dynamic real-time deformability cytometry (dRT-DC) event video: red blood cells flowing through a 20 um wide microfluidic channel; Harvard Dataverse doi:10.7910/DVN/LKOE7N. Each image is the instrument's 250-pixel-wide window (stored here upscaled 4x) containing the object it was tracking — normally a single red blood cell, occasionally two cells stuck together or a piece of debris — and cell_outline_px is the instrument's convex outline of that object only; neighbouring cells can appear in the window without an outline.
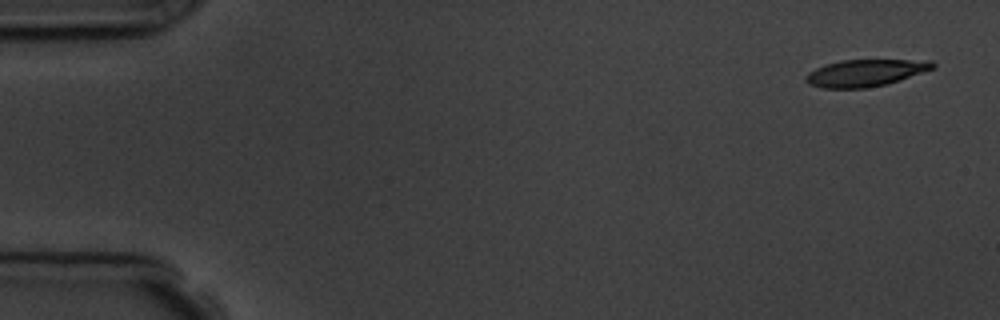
{"species": "common noctule bat (a hibernating species)", "species_latin": "Nyctalus noctula", "temperature_condition": "room temperature", "stored_images_in_passage": 6, "camera_frame_rate_fps": 3000, "um_per_image_px": 0.085, "animal": {"sex": "male", "body_mass_g": 19.5, "forearm_length_mm": 54.6}, "frame": {"image": 1, "passage_image": 1, "time_ms": 0.0, "image_size_px": [1000, 320], "cell_outline_px": [[936, 68], [884, 84], [864, 88], [824, 88], [808, 84], [804, 80], [804, 76], [808, 72], [824, 64], [840, 60], [932, 60], [936, 64]], "centroid_in_image_um": [73.52, 6.18], "position_along_channel_um": 11.5, "area_um2": 19.88}}
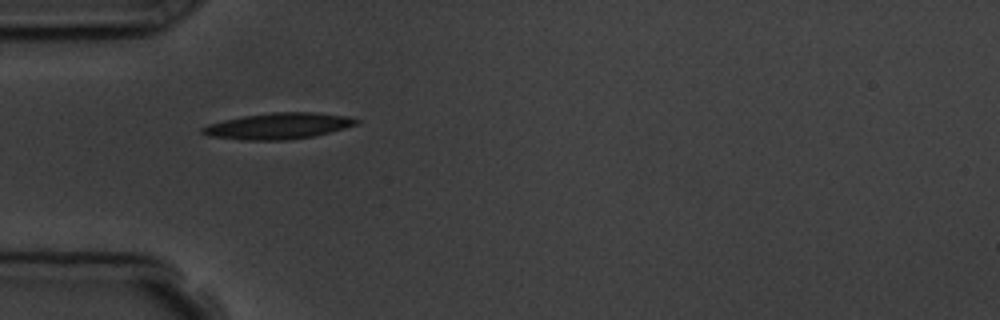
{"frame": {"image": 2, "passage_image": 5, "time_ms": 4.667, "image_size_px": [1000, 320], "cell_outline_px": [[360, 120], [356, 124], [344, 128], [316, 136], [288, 140], [244, 140], [208, 136], [200, 132], [200, 128], [208, 124], [224, 120], [244, 116], [272, 112], [316, 112], [348, 116]], "centroid_in_image_um": [23.65, 10.71], "position_along_channel_um": 61.3, "area_um2": 23.52}}